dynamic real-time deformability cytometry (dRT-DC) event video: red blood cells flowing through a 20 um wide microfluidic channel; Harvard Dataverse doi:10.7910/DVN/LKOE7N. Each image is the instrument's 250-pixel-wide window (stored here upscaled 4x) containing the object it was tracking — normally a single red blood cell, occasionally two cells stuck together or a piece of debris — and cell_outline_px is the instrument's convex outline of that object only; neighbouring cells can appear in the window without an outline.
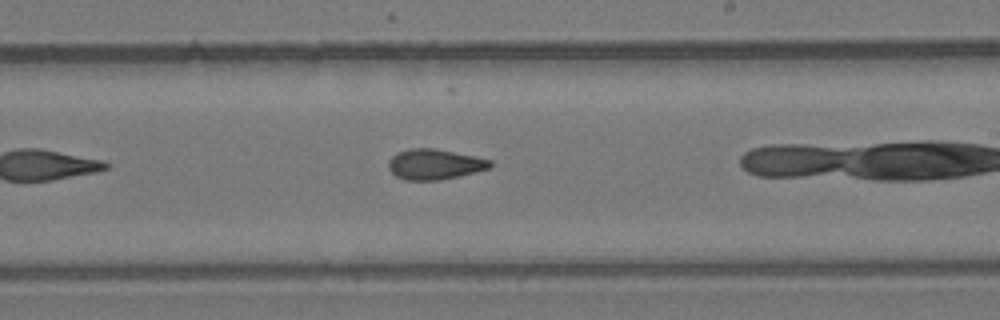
{"species": "common noctule bat (a hibernating species)", "species_latin": "Nyctalus noctula", "temperature_condition": "room temperature", "stored_images_in_passage": 20, "camera_frame_rate_fps": 3000, "um_per_image_px": 0.085, "animal": {"sex": "female", "body_mass_g": 24.6, "forearm_length_mm": 56.2}, "frame": {"image": 1, "passage_image": 12, "time_ms": 3.667, "image_size_px": [1000, 320], "cell_outline_px": [[492, 168], [440, 180], [404, 180], [396, 176], [388, 168], [388, 160], [396, 152], [408, 148], [432, 148], [492, 160]], "centroid_in_image_um": [36.91, 13.96], "position_along_channel_um": 252.1, "area_um2": 17.98}}